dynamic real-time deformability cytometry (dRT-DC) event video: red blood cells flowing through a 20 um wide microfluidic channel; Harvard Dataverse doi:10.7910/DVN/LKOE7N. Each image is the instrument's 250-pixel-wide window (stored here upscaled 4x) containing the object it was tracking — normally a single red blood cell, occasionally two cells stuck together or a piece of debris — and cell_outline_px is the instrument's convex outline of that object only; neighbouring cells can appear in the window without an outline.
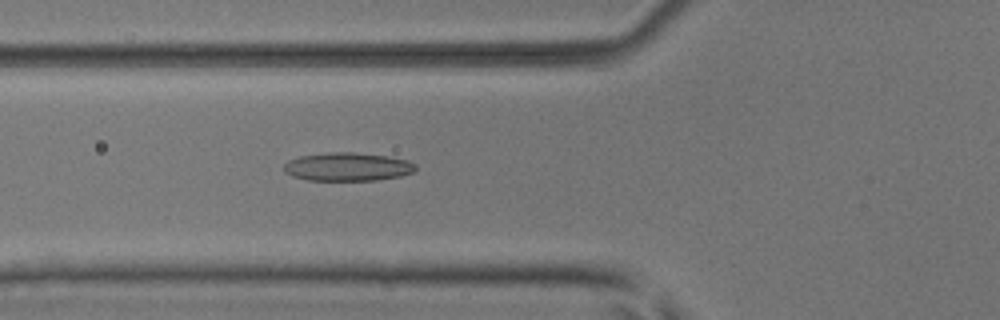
{"species": "common noctule bat (a hibernating species)", "species_latin": "Nyctalus noctula", "temperature_condition": "room temperature", "stored_images_in_passage": 52, "camera_frame_rate_fps": 3000, "um_per_image_px": 0.085, "animal": {"sex": "male", "body_mass_g": 17.9, "forearm_length_mm": 54.2}, "frame": {"image": 1, "passage_image": 20, "time_ms": 6.333, "image_size_px": [1000, 320], "cell_outline_px": [[416, 172], [400, 176], [376, 180], [308, 180], [292, 176], [284, 172], [284, 164], [288, 160], [300, 156], [328, 152], [352, 152], [388, 156], [408, 160], [416, 164]], "centroid_in_image_um": [29.56, 14.17], "position_along_channel_um": 96.2, "area_um2": 21.91}}
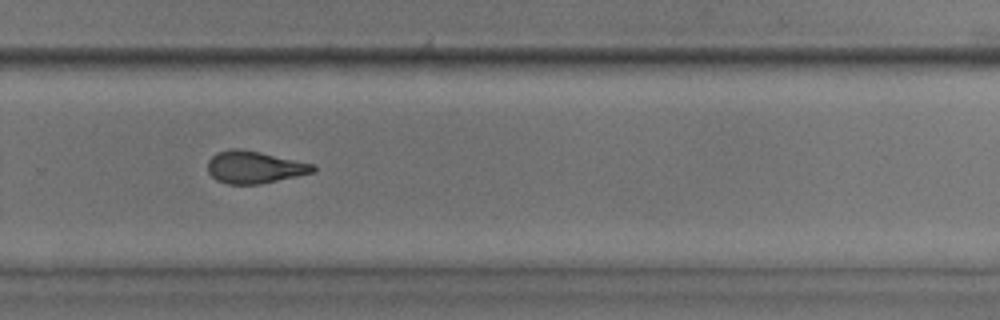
{"frame": {"image": 2, "passage_image": 36, "time_ms": 11.667, "image_size_px": [1000, 320], "cell_outline_px": [[316, 172], [260, 184], [228, 184], [216, 180], [208, 172], [208, 160], [216, 152], [232, 148], [240, 148], [260, 152], [316, 164]], "centroid_in_image_um": [21.64, 14.2], "position_along_channel_um": 308.2, "area_um2": 20.0}}
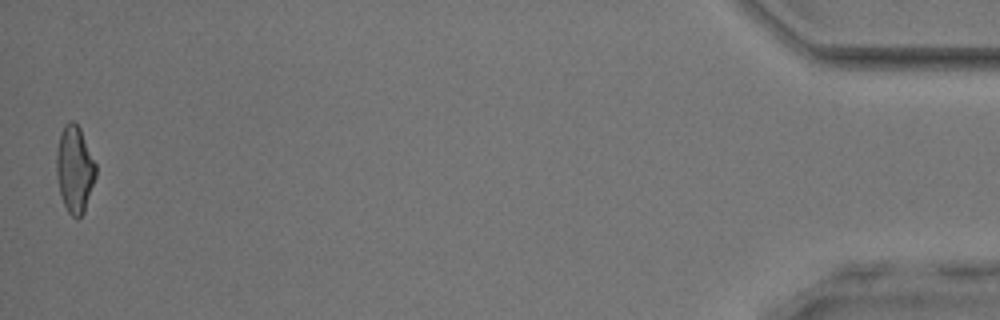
{"frame": {"image": 3, "passage_image": 52, "time_ms": 17.0, "image_size_px": [1000, 320], "cell_outline_px": [[96, 176], [84, 212], [76, 220], [68, 212], [64, 204], [60, 192], [56, 176], [56, 148], [60, 132], [64, 124], [68, 120], [72, 120], [80, 128], [96, 164]], "centroid_in_image_um": [6.33, 14.36], "position_along_channel_um": 428.9, "area_um2": 20.06}, "authors_computed_cell_mechanics": {"area_um2": 20.7213, "velocity_mm_per_s": 3.9785, "shape_relaxation_time_tau1_ms": 6.9815, "shape_relaxation_time_tau2_ms": 2.4243, "deformation_change_tau1": 0.1896, "deformation_change_tau2": 0.11}}